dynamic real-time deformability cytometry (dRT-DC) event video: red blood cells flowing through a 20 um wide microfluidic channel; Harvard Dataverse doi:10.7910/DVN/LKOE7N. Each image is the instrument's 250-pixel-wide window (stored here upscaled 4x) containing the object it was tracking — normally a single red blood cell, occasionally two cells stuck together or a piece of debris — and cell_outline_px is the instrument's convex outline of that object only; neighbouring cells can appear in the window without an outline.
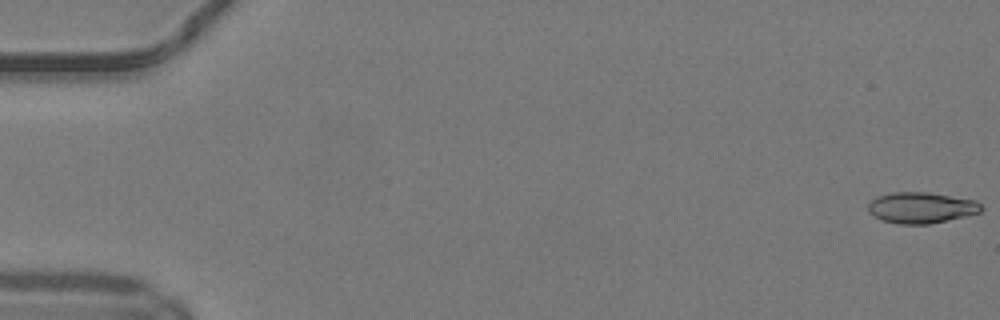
{"species": "common noctule bat (a hibernating species)", "species_latin": "Nyctalus noctula", "temperature_condition": "warm", "stored_images_in_passage": 51, "camera_frame_rate_fps": 3000, "um_per_image_px": 0.085, "animal": {"sex": "male", "body_mass_g": 19.2, "forearm_length_mm": 51.8}, "frame": {"image": 1, "passage_image": 1, "time_ms": 0.0, "image_size_px": [1000, 320], "cell_outline_px": [[984, 208], [980, 212], [964, 216], [928, 224], [900, 224], [880, 220], [872, 216], [868, 212], [868, 204], [876, 196], [892, 192], [928, 192], [976, 200]], "centroid_in_image_um": [78.26, 17.65], "position_along_channel_um": 6.7, "area_um2": 20.52}}
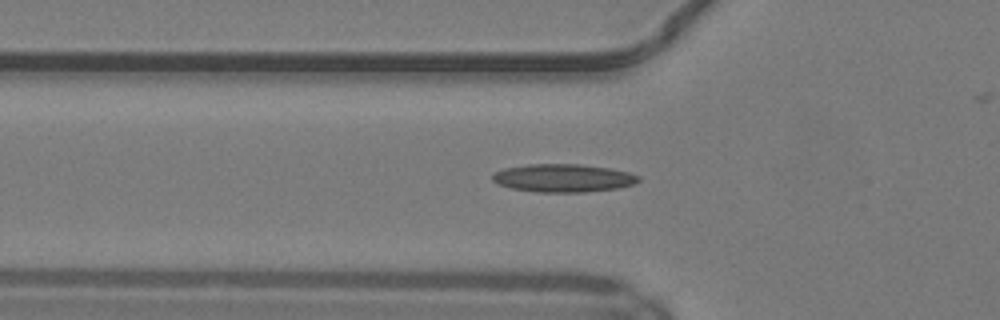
{"frame": {"image": 2, "passage_image": 18, "time_ms": 5.667, "image_size_px": [1000, 320], "cell_outline_px": [[640, 180], [632, 184], [620, 188], [584, 192], [536, 192], [512, 188], [500, 184], [492, 180], [492, 172], [504, 168], [528, 164], [580, 164], [612, 168], [628, 172], [640, 176]], "centroid_in_image_um": [47.88, 15.12], "position_along_channel_um": 77.9, "area_um2": 23.99}}
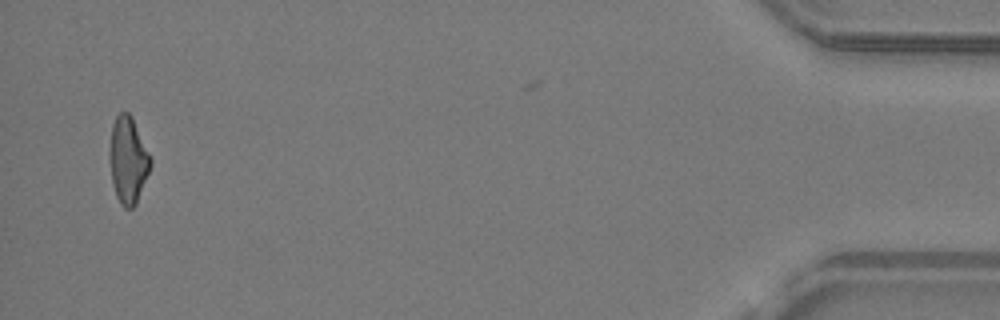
{"frame": {"image": 3, "passage_image": 49, "time_ms": 16.0, "image_size_px": [1000, 320], "cell_outline_px": [[152, 164], [136, 204], [132, 208], [124, 208], [120, 204], [116, 196], [112, 184], [108, 156], [108, 152], [112, 124], [116, 116], [120, 112], [128, 112], [132, 116], [152, 160]], "centroid_in_image_um": [10.86, 13.61], "position_along_channel_um": 424.3, "area_um2": 20.92}, "authors_computed_cell_mechanics": {"area_um2": 21.097, "velocity_mm_per_s": 4.1756, "shape_relaxation_time_tau1_ms": 10.8539, "shape_relaxation_time_tau2_ms": 4.2086, "deformation_change_tau1": 0.2655, "deformation_change_tau2": 0.1525}}